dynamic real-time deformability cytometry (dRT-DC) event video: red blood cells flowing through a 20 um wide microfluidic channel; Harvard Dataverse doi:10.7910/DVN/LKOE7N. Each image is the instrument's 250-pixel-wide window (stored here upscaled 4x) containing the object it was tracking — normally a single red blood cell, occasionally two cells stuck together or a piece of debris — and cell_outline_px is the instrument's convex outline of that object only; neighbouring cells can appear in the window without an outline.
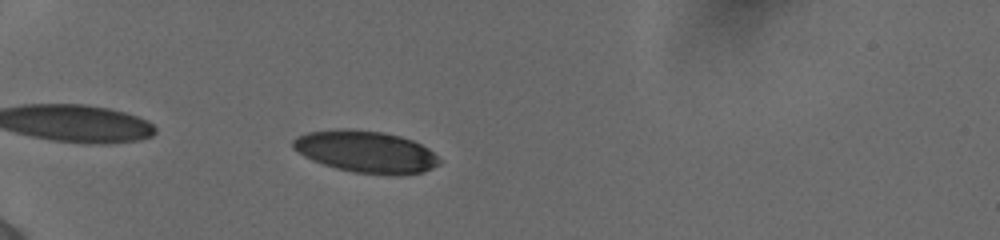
{"species": "human", "species_latin": "Homo sapiens", "temperature_condition": "cold", "stored_images_in_passage": 36, "camera_frame_rate_fps": 3000, "um_per_image_px": 0.085, "donor": {"sex": "female"}, "frame": {"image": 1, "passage_image": 3, "time_ms": 0.667, "image_size_px": [1000, 240], "cell_outline_px": [[440, 164], [424, 172], [400, 176], [352, 172], [336, 168], [312, 160], [304, 156], [292, 148], [292, 140], [296, 136], [308, 132], [340, 128], [348, 128], [380, 132], [400, 136], [412, 140], [428, 148], [440, 160]], "centroid_in_image_um": [31.09, 12.9], "position_along_channel_um": 53.9, "area_um2": 35.89}}
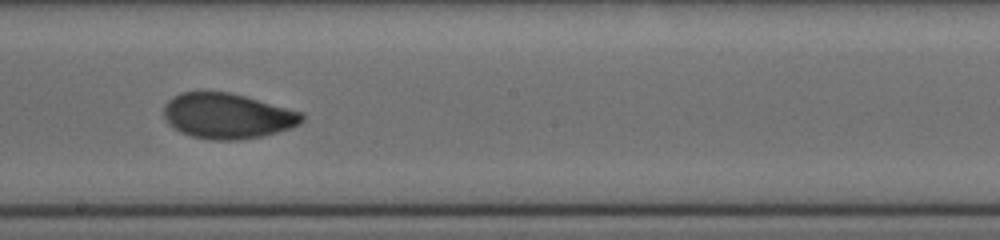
{"frame": {"image": 2, "passage_image": 19, "time_ms": 6.0, "image_size_px": [1000, 240], "cell_outline_px": [[304, 120], [300, 124], [264, 136], [240, 140], [212, 140], [192, 136], [180, 132], [168, 124], [164, 116], [164, 104], [172, 96], [180, 92], [228, 92], [244, 96], [304, 112]], "centroid_in_image_um": [19.32, 9.86], "position_along_channel_um": 228.9, "area_um2": 36.65}}
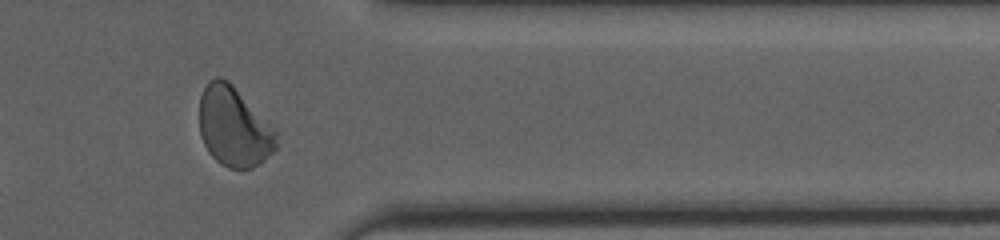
{"frame": {"image": 3, "passage_image": 32, "time_ms": 10.333, "image_size_px": [1000, 240], "cell_outline_px": [[276, 148], [260, 164], [252, 168], [228, 168], [220, 164], [208, 152], [200, 136], [200, 96], [208, 80], [216, 76], [220, 76], [228, 80], [232, 84], [276, 132]], "centroid_in_image_um": [19.84, 10.79], "position_along_channel_um": 391.6, "area_um2": 35.37}, "authors_computed_cell_mechanics": {"area_um2": 36.0672, "velocity_mm_per_s": 3.8643, "shape_relaxation_time_tau1_ms": 4.4504, "shape_relaxation_time_tau2_ms": 0.8759, "deformation_change_tau1": 0.1537, "deformation_change_tau2": 0.0417}}